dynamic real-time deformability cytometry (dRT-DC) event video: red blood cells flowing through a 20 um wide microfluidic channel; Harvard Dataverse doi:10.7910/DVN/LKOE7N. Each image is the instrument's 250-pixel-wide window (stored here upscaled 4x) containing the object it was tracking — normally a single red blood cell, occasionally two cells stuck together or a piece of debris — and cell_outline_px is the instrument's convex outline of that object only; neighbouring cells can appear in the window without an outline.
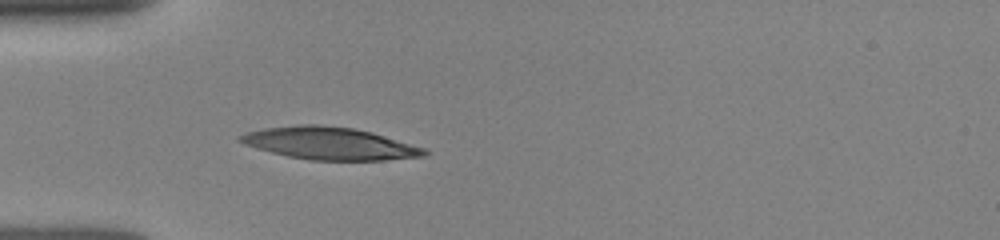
{"species": "human", "species_latin": "Homo sapiens", "temperature_condition": "room temperature", "stored_images_in_passage": 3, "camera_frame_rate_fps": 3000, "um_per_image_px": 0.085, "donor": {"sex": "female"}, "frame": {"image": 1, "passage_image": 3, "time_ms": 1.333, "image_size_px": [1000, 240], "cell_outline_px": [[428, 152], [424, 156], [384, 160], [308, 160], [288, 156], [272, 152], [244, 144], [236, 140], [236, 136], [244, 132], [264, 128], [300, 124], [320, 124], [352, 128], [372, 132], [428, 148]], "centroid_in_image_um": [28.01, 12.18], "position_along_channel_um": 57.0, "area_um2": 34.97}}